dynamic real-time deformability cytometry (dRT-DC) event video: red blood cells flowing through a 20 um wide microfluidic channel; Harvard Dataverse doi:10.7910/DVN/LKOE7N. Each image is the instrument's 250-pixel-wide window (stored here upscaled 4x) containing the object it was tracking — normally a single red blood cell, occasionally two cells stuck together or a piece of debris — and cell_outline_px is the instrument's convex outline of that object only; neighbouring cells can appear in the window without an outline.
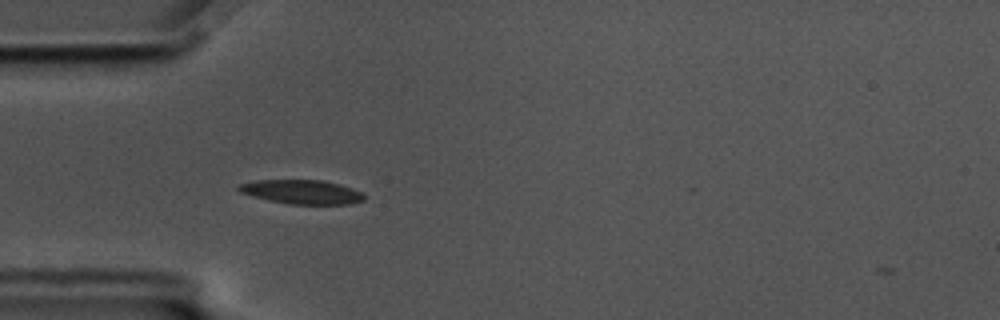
{"species": "common noctule bat (a hibernating species)", "species_latin": "Nyctalus noctula", "temperature_condition": "cold", "stored_images_in_passage": 44, "camera_frame_rate_fps": 3000, "um_per_image_px": 0.085, "animal": {"sex": "male", "body_mass_g": 17.5, "forearm_length_mm": 52.3}, "frame": {"image": 1, "passage_image": 3, "time_ms": 0.667, "image_size_px": [1000, 320], "cell_outline_px": [[364, 200], [348, 204], [288, 204], [268, 200], [252, 196], [240, 192], [236, 188], [240, 184], [256, 180], [324, 180], [340, 184], [364, 192]], "centroid_in_image_um": [25.67, 16.31], "position_along_channel_um": 59.3, "area_um2": 17.69}}
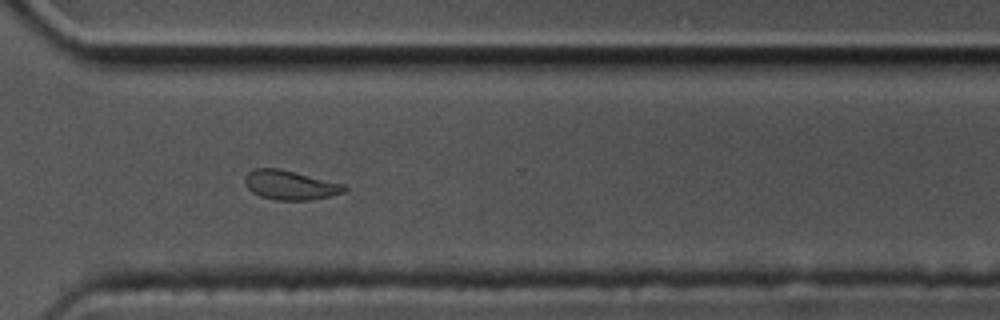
{"frame": {"image": 2, "passage_image": 28, "time_ms": 9.0, "image_size_px": [1000, 320], "cell_outline_px": [[348, 188], [344, 192], [312, 200], [276, 200], [260, 196], [252, 192], [244, 184], [244, 176], [248, 172], [256, 168], [280, 168], [344, 184]], "centroid_in_image_um": [24.64, 15.72], "position_along_channel_um": 346.0, "area_um2": 17.05}}
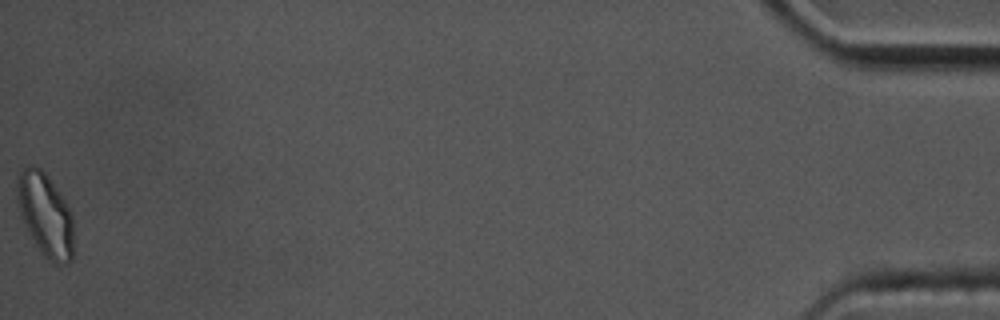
{"frame": {"image": 3, "passage_image": 44, "time_ms": 14.333, "image_size_px": [1000, 320], "cell_outline_px": [[72, 260], [68, 264], [56, 264], [48, 260], [44, 256], [36, 244], [20, 216], [16, 196], [16, 176], [28, 164], [32, 164], [40, 168], [48, 176], [72, 212]], "centroid_in_image_um": [3.83, 18.23], "position_along_channel_um": 431.4, "area_um2": 27.4}, "authors_computed_cell_mechanics": {"area_um2": 17.4845, "velocity_mm_per_s": 3.4654, "shape_relaxation_time_tau1_ms": 6.9714, "shape_relaxation_time_tau2_ms": 4.6919, "deformation_change_tau1": 0.1434, "deformation_change_tau2": 0.1177}}